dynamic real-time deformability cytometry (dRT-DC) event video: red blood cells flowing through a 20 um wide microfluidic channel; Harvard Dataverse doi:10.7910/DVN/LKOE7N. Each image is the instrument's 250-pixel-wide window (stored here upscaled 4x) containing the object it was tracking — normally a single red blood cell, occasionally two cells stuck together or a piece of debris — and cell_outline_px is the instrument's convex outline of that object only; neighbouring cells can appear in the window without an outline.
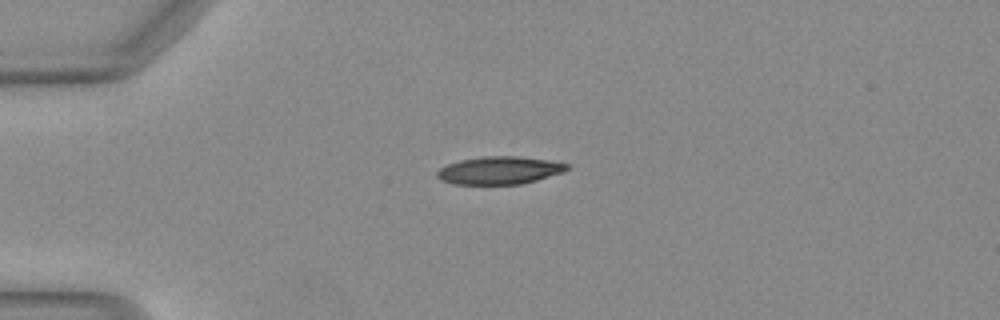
{"species": "Egyptian fruit bat (a non-hibernating species)", "species_latin": "Rousettus aegyptiacus", "temperature_condition": "warm", "stored_images_in_passage": 7, "camera_frame_rate_fps": 3000, "um_per_image_px": 0.085, "animal": {"sex": "female"}, "frame": {"image": 1, "passage_image": 1, "time_ms": 0.0, "image_size_px": [1000, 320], "cell_outline_px": [[568, 168], [564, 172], [536, 180], [520, 184], [452, 184], [440, 180], [436, 176], [436, 172], [440, 168], [448, 164], [460, 160], [484, 156], [520, 156], [548, 160], [568, 164]], "centroid_in_image_um": [42.43, 14.48], "position_along_channel_um": 42.6, "area_um2": 20.98}}
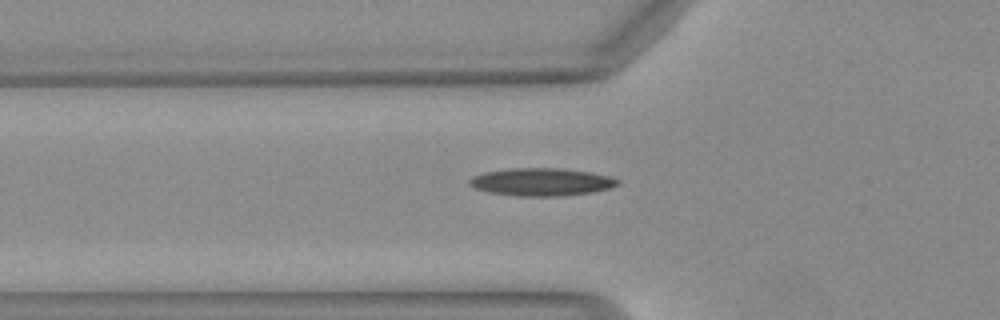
{"frame": {"image": 2, "passage_image": 6, "time_ms": 1.667, "image_size_px": [1000, 320], "cell_outline_px": [[620, 184], [608, 188], [592, 192], [560, 196], [516, 196], [488, 192], [476, 188], [468, 184], [468, 180], [472, 176], [484, 172], [508, 168], [564, 168], [592, 172], [608, 176], [620, 180]], "centroid_in_image_um": [46.01, 15.46], "position_along_channel_um": 79.8, "area_um2": 24.1}}